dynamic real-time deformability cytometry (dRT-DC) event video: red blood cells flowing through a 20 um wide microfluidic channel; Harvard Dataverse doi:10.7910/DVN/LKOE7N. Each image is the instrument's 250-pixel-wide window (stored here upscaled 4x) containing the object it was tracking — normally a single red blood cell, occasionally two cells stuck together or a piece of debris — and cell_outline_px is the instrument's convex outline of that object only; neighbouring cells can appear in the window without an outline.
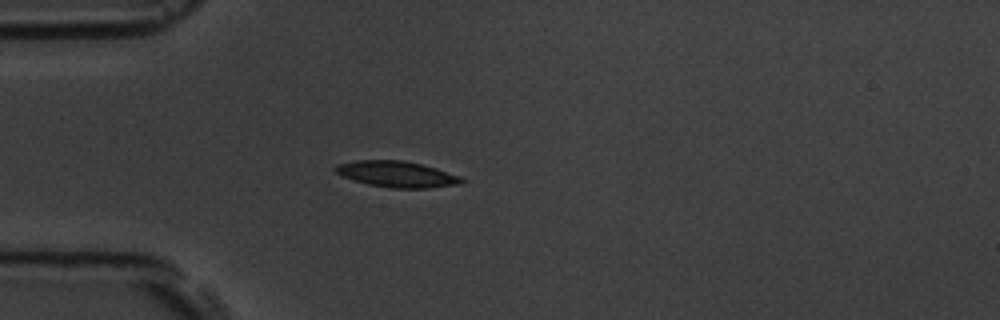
{"species": "common noctule bat (a hibernating species)", "species_latin": "Nyctalus noctula", "temperature_condition": "room temperature", "stored_images_in_passage": 2, "camera_frame_rate_fps": 3000, "um_per_image_px": 0.085, "animal": {"sex": "male", "body_mass_g": 19.5, "forearm_length_mm": 54.6}, "frame": {"image": 1, "passage_image": 1, "time_ms": 0.0, "image_size_px": [1000, 320], "cell_outline_px": [[468, 180], [464, 184], [428, 188], [388, 188], [368, 184], [344, 176], [336, 172], [332, 168], [336, 164], [356, 160], [404, 160], [436, 168], [460, 176]], "centroid_in_image_um": [33.78, 14.81], "position_along_channel_um": 51.2, "area_um2": 19.31}}